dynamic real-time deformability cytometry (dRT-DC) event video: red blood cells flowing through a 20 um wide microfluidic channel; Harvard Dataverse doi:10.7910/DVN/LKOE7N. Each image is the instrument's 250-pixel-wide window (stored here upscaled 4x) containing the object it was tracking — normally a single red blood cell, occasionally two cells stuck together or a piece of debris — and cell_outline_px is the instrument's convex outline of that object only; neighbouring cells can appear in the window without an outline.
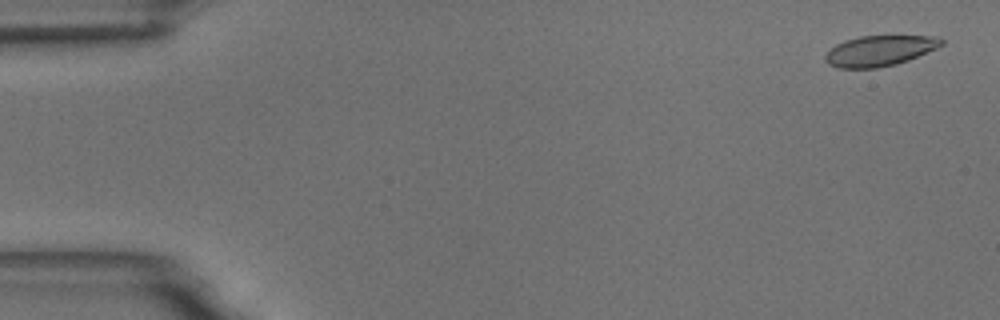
{"species": "common noctule bat (a hibernating species)", "species_latin": "Nyctalus noctula", "temperature_condition": "room temperature", "stored_images_in_passage": 53, "camera_frame_rate_fps": 3000, "um_per_image_px": 0.085, "animal": {"sex": "male", "body_mass_g": 18.8}, "frame": {"image": 1, "passage_image": 2, "time_ms": 0.333, "image_size_px": [1000, 320], "cell_outline_px": [[944, 44], [936, 48], [908, 60], [896, 64], [876, 68], [840, 68], [828, 64], [824, 60], [824, 56], [836, 44], [844, 40], [860, 36], [940, 36], [944, 40]], "centroid_in_image_um": [74.77, 4.31], "position_along_channel_um": 10.2, "area_um2": 20.63}}
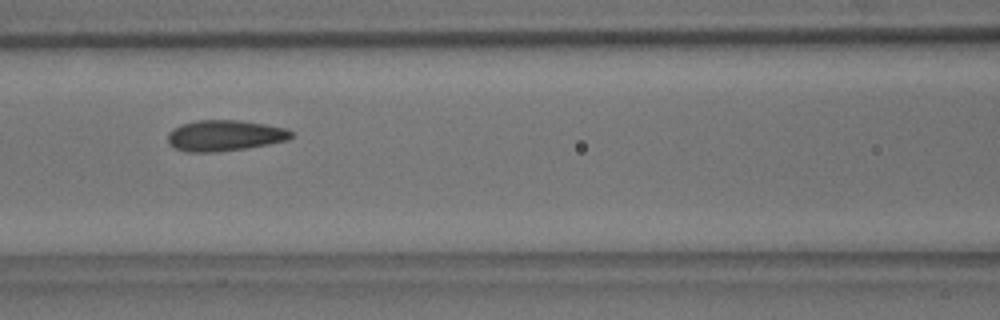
{"frame": {"image": 2, "passage_image": 24, "time_ms": 7.667, "image_size_px": [1000, 320], "cell_outline_px": [[292, 136], [288, 140], [248, 148], [220, 152], [188, 152], [176, 148], [168, 144], [168, 132], [172, 128], [180, 124], [196, 120], [240, 120], [264, 124], [284, 128], [292, 132]], "centroid_in_image_um": [19.06, 11.52], "position_along_channel_um": 147.5, "area_um2": 22.37}}
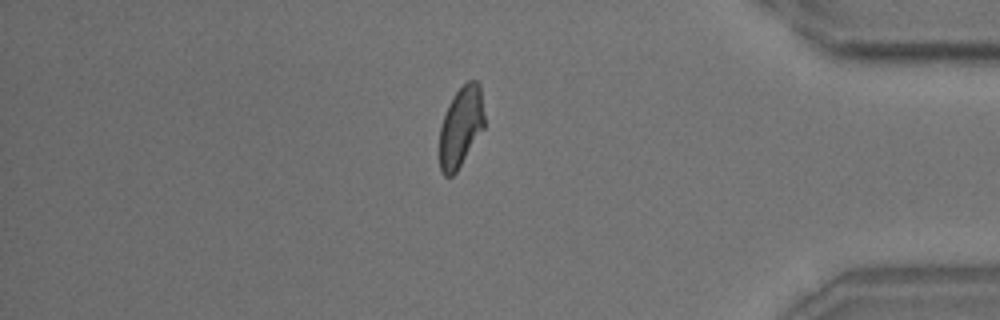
{"frame": {"image": 3, "passage_image": 47, "time_ms": 15.333, "image_size_px": [1000, 320], "cell_outline_px": [[484, 128], [456, 172], [452, 176], [444, 176], [440, 168], [440, 128], [444, 116], [456, 92], [468, 80], [476, 80], [480, 84], [484, 116]], "centroid_in_image_um": [39.19, 10.78], "position_along_channel_um": 396.0, "area_um2": 20.63}, "authors_computed_cell_mechanics": {"area_um2": 21.9062, "velocity_mm_per_s": 3.6381, "shape_relaxation_time_tau1_ms": 5.4446, "shape_relaxation_time_tau2_ms": 1.3537, "deformation_change_tau1": 0.1386, "deformation_change_tau2": 0.0772}}